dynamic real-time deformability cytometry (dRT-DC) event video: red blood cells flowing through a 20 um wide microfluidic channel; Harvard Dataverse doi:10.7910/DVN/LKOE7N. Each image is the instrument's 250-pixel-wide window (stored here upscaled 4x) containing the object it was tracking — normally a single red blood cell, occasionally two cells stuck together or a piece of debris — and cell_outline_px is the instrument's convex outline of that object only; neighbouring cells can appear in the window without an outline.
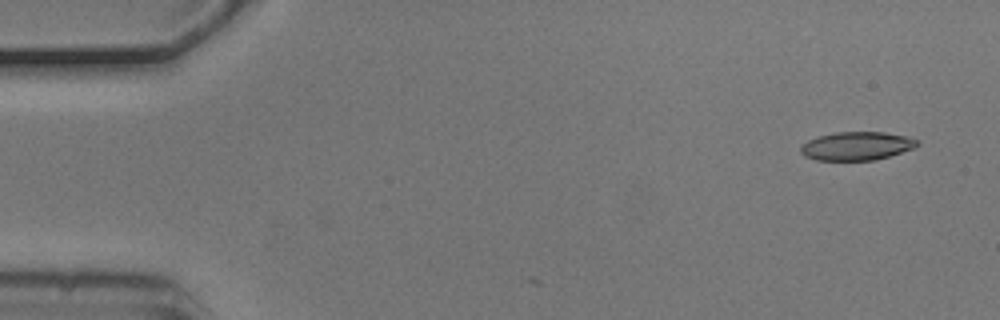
{"species": "common noctule bat (a hibernating species)", "species_latin": "Nyctalus noctula", "temperature_condition": "cold", "stored_images_in_passage": 7, "camera_frame_rate_fps": 3000, "um_per_image_px": 0.085, "animal": {"sex": "male", "body_mass_g": 20.5, "forearm_length_mm": 52.5}, "frame": {"image": 1, "passage_image": 1, "time_ms": 0.0, "image_size_px": [1000, 320], "cell_outline_px": [[920, 144], [916, 148], [876, 160], [816, 160], [804, 156], [800, 152], [800, 148], [808, 140], [816, 136], [836, 132], [884, 132], [908, 136], [916, 140]], "centroid_in_image_um": [72.84, 12.41], "position_along_channel_um": 12.2, "area_um2": 19.48}}
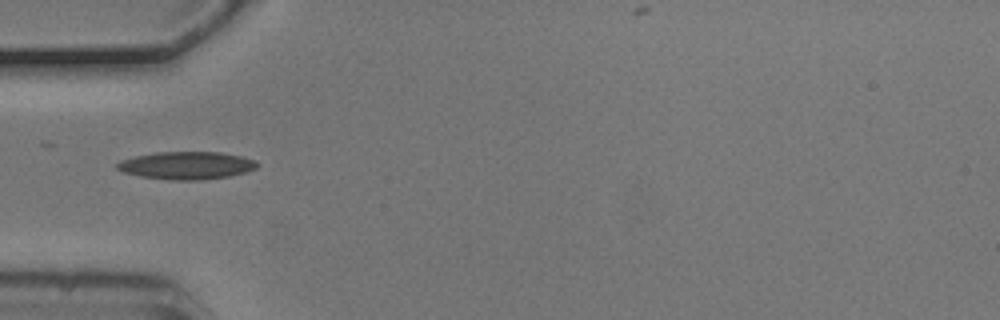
{"frame": {"image": 2, "passage_image": 5, "time_ms": 1.333, "image_size_px": [1000, 320], "cell_outline_px": [[260, 164], [256, 168], [244, 172], [228, 176], [200, 180], [172, 180], [140, 176], [124, 172], [116, 168], [116, 164], [120, 160], [136, 156], [156, 152], [220, 152], [240, 156], [256, 160]], "centroid_in_image_um": [15.86, 14.06], "position_along_channel_um": 69.1, "area_um2": 22.48}}
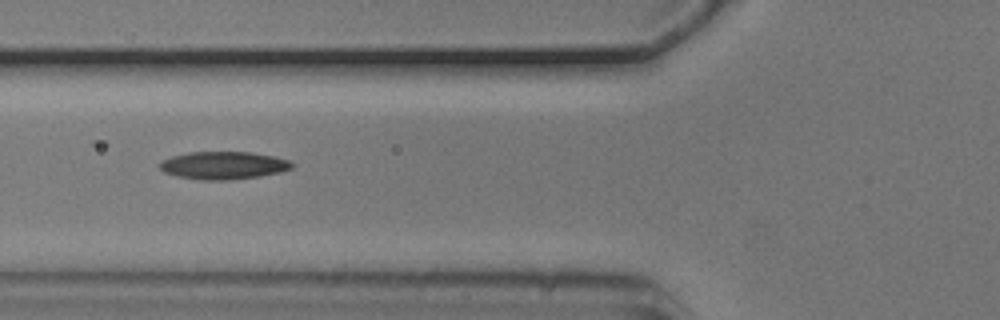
{"frame": {"image": 3, "passage_image": 6, "time_ms": 1.667, "image_size_px": [1000, 320], "cell_outline_px": [[296, 164], [292, 168], [280, 172], [260, 176], [228, 180], [200, 180], [176, 176], [164, 172], [160, 168], [160, 160], [172, 156], [188, 152], [252, 152], [276, 156], [288, 160]], "centroid_in_image_um": [19.01, 14.05], "position_along_channel_um": 106.8, "area_um2": 21.56}}